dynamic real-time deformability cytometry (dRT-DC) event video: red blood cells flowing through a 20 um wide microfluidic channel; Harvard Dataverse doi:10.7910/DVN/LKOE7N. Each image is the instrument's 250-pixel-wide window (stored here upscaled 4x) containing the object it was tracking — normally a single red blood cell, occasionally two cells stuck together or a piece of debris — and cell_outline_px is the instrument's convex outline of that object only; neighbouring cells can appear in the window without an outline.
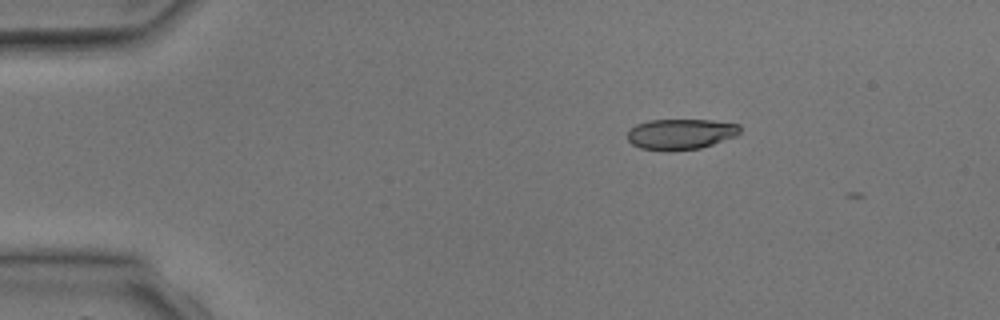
{"species": "common noctule bat (a hibernating species)", "species_latin": "Nyctalus noctula", "temperature_condition": "room temperature", "stored_images_in_passage": 3, "camera_frame_rate_fps": 3000, "um_per_image_px": 0.085, "animal": {"sex": "male", "body_mass_g": 17.9, "forearm_length_mm": 54.2}, "frame": {"image": 1, "passage_image": 2, "time_ms": 1.333, "image_size_px": [1000, 320], "cell_outline_px": [[740, 132], [736, 136], [700, 148], [668, 152], [664, 152], [640, 148], [632, 144], [628, 140], [628, 128], [636, 124], [648, 120], [712, 120], [740, 124]], "centroid_in_image_um": [57.82, 11.4], "position_along_channel_um": 27.2, "area_um2": 20.4}}
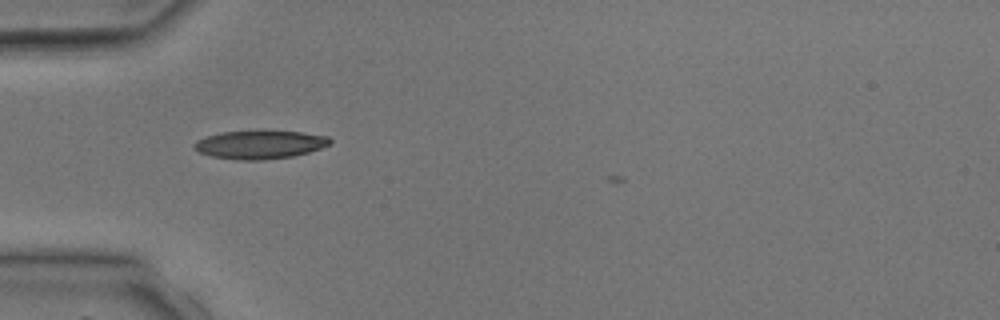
{"frame": {"image": 2, "passage_image": 3, "time_ms": 3.333, "image_size_px": [1000, 320], "cell_outline_px": [[332, 144], [308, 152], [292, 156], [264, 160], [236, 160], [212, 156], [200, 152], [192, 144], [196, 140], [208, 136], [224, 132], [300, 132], [328, 136], [332, 140]], "centroid_in_image_um": [22.11, 12.31], "position_along_channel_um": 62.9, "area_um2": 21.96}}